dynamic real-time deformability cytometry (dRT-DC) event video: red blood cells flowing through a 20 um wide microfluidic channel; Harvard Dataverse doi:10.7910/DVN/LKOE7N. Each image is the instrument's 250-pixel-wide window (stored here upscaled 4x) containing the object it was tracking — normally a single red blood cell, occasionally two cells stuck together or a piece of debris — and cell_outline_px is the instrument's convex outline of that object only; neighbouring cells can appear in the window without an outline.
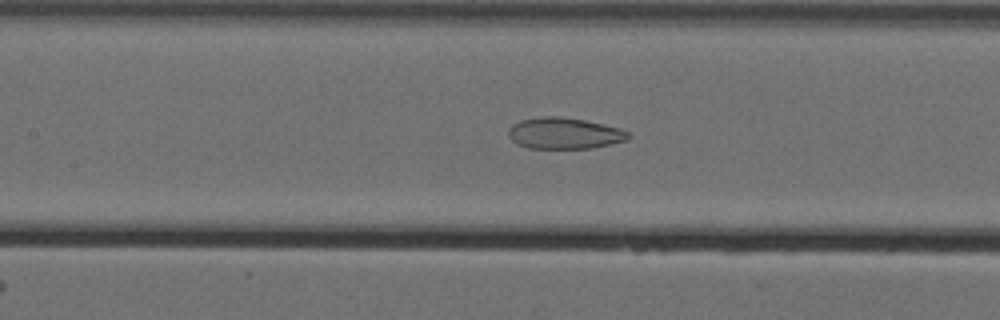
{"species": "Egyptian fruit bat (a non-hibernating species)", "species_latin": "Rousettus aegyptiacus", "temperature_condition": "cold", "stored_images_in_passage": 63, "camera_frame_rate_fps": 3000, "um_per_image_px": 0.085, "animal": {"sex": "female"}, "frame": {"image": 1, "passage_image": 34, "time_ms": 11.0, "image_size_px": [1000, 320], "cell_outline_px": [[632, 136], [628, 140], [592, 148], [528, 148], [516, 144], [508, 136], [508, 128], [512, 124], [520, 120], [544, 116], [560, 116], [584, 120], [604, 124], [620, 128], [628, 132]], "centroid_in_image_um": [47.96, 11.33], "position_along_channel_um": 159.4, "area_um2": 22.02}}
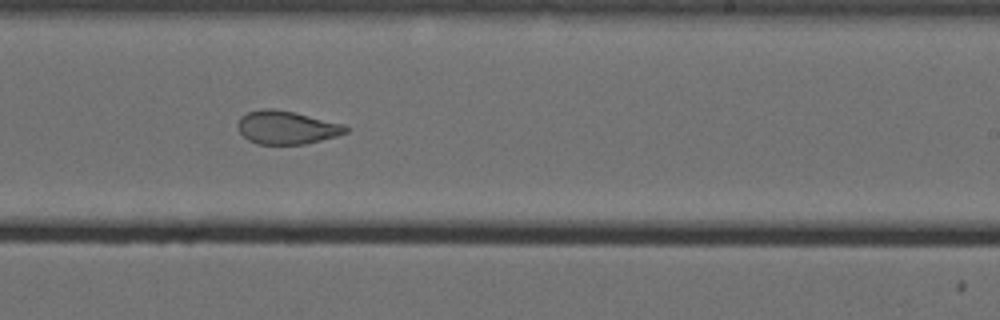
{"frame": {"image": 2, "passage_image": 43, "time_ms": 14.0, "image_size_px": [1000, 320], "cell_outline_px": [[348, 132], [336, 136], [304, 144], [256, 144], [248, 140], [236, 128], [236, 124], [240, 116], [248, 112], [264, 108], [272, 108], [296, 112], [344, 124], [348, 128]], "centroid_in_image_um": [24.33, 10.82], "position_along_channel_um": 264.7, "area_um2": 21.1}}
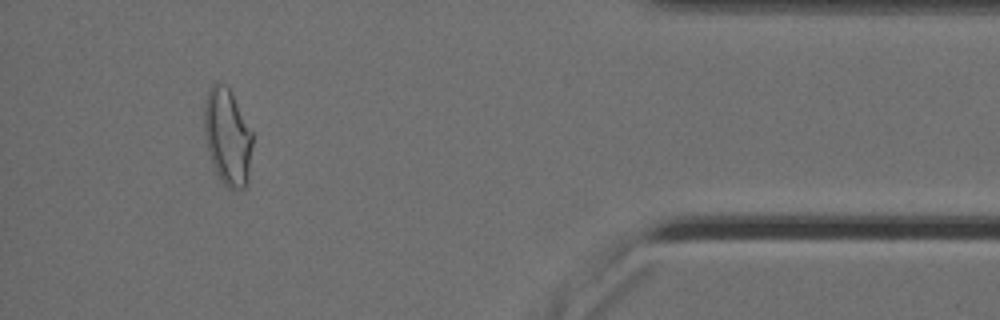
{"frame": {"image": 3, "passage_image": 59, "time_ms": 19.333, "image_size_px": [1000, 320], "cell_outline_px": [[252, 144], [248, 184], [244, 188], [228, 188], [220, 180], [216, 172], [208, 152], [204, 132], [204, 104], [208, 88], [216, 80], [224, 84], [228, 88], [252, 132]], "centroid_in_image_um": [19.32, 11.63], "position_along_channel_um": 415.9, "area_um2": 27.11}, "authors_computed_cell_mechanics": {"area_um2": 27.166, "velocity_mm_per_s": 3.5216, "shape_relaxation_time_tau1_ms": null, "shape_relaxation_time_tau2_ms": 1.9761, "deformation_change_tau1": null, "deformation_change_tau2": 0.0883}}